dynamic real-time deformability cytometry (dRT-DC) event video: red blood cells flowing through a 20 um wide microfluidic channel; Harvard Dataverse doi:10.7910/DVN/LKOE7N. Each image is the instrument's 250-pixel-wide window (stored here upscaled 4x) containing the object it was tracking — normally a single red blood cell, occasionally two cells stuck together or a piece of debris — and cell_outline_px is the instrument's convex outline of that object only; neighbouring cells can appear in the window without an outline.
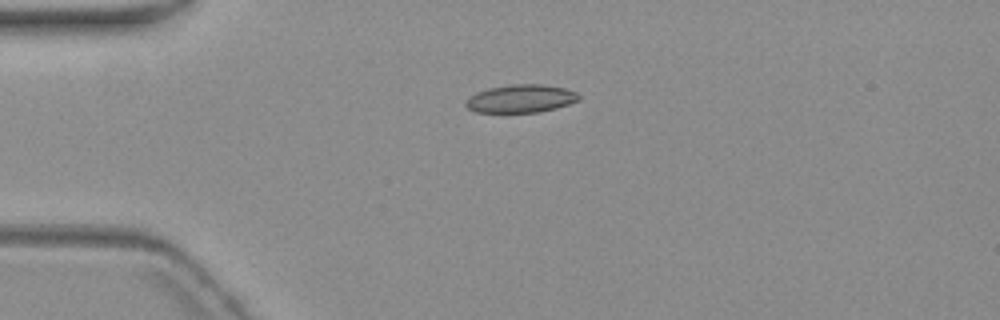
{"species": "common noctule bat (a hibernating species)", "species_latin": "Nyctalus noctula", "temperature_condition": "warm", "stored_images_in_passage": 4, "camera_frame_rate_fps": 3000, "um_per_image_px": 0.085, "animal": {"sex": "female", "body_mass_g": 19.3, "forearm_length_mm": 54.1}, "frame": {"image": 1, "passage_image": 4, "time_ms": 4.0, "image_size_px": [1000, 320], "cell_outline_px": [[580, 100], [556, 108], [540, 112], [476, 112], [468, 108], [464, 104], [468, 96], [476, 92], [488, 88], [512, 84], [544, 84], [564, 88], [576, 92], [580, 96]], "centroid_in_image_um": [44.26, 8.38], "position_along_channel_um": 40.7, "area_um2": 18.55}}